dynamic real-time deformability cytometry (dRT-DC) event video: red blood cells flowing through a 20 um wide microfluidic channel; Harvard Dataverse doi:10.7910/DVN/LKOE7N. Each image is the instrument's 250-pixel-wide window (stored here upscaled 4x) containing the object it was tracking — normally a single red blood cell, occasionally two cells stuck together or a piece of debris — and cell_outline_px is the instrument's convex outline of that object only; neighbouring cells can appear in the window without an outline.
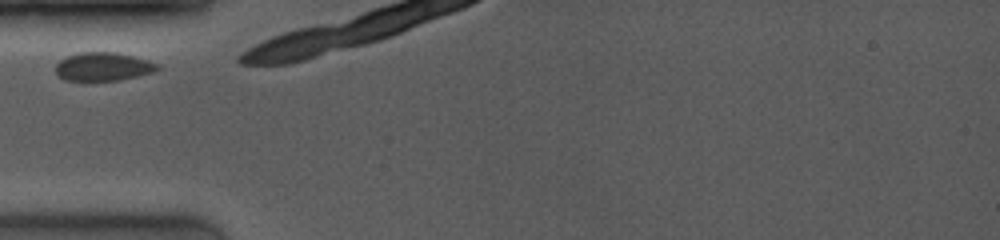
{"species": "common noctule bat (a hibernating species)", "species_latin": "Nyctalus noctula", "temperature_condition": "room temperature", "stored_images_in_passage": 3, "camera_frame_rate_fps": 4000, "um_per_image_px": 0.085, "animal": {"sex": "female", "body_mass_g": 19.0, "forearm_length_mm": 53.3}, "frame": {"image": 1, "passage_image": 1, "time_ms": 0.0, "image_size_px": [1000, 240], "cell_outline_px": [[160, 68], [156, 72], [120, 80], [64, 80], [56, 76], [56, 64], [60, 60], [68, 56], [80, 52], [116, 52], [148, 60], [160, 64]], "centroid_in_image_um": [8.79, 5.66], "position_along_channel_um": 76.2, "area_um2": 16.99}}